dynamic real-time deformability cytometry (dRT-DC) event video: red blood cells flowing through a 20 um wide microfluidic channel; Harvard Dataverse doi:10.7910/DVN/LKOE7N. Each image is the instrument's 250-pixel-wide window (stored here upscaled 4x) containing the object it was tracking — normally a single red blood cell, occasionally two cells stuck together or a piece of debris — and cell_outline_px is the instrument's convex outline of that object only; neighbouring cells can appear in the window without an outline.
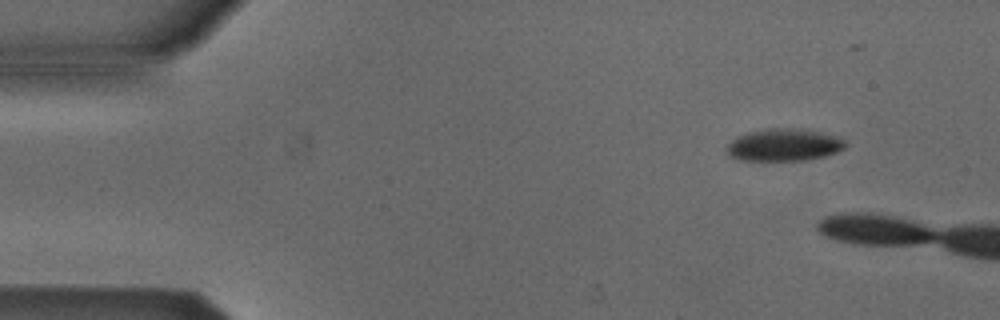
{"species": "Egyptian fruit bat (a non-hibernating species)", "species_latin": "Rousettus aegyptiacus", "temperature_condition": "cold", "stored_images_in_passage": 5, "camera_frame_rate_fps": 3000, "um_per_image_px": 0.085, "animal": {"sex": "male"}, "frame": {"image": 1, "passage_image": 1, "time_ms": 0.0, "image_size_px": [1000, 320], "cell_outline_px": [[848, 144], [844, 148], [836, 152], [824, 156], [808, 160], [736, 160], [728, 156], [724, 152], [728, 144], [736, 136], [748, 132], [764, 128], [800, 128], [824, 132], [840, 136]], "centroid_in_image_um": [66.63, 12.3], "position_along_channel_um": 18.4, "area_um2": 22.89}}